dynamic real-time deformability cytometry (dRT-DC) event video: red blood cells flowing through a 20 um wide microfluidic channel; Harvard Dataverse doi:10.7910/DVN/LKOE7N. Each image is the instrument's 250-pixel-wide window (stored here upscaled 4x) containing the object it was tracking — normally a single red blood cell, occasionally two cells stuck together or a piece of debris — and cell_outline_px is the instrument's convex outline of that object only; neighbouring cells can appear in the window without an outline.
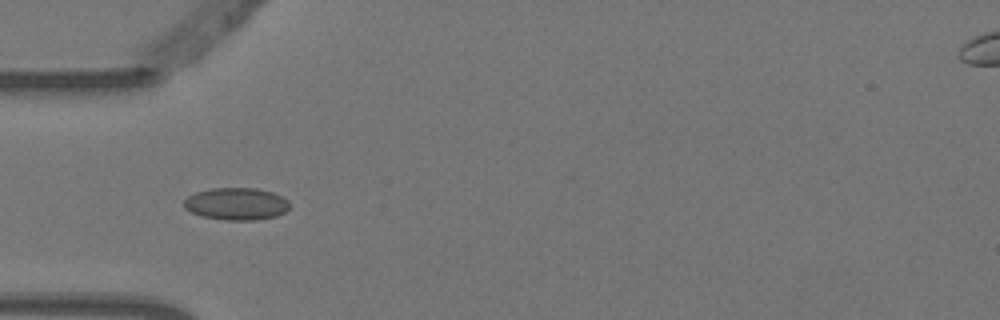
{"species": "Egyptian fruit bat (a non-hibernating species)", "species_latin": "Rousettus aegyptiacus", "temperature_condition": "warm", "stored_images_in_passage": 3, "camera_frame_rate_fps": 3000, "um_per_image_px": 0.085, "animal": {"sex": "female"}, "frame": {"image": 1, "passage_image": 1, "time_ms": 0.0, "image_size_px": [1000, 320], "cell_outline_px": [[288, 208], [284, 212], [276, 216], [256, 220], [224, 220], [200, 216], [184, 208], [184, 200], [188, 196], [196, 192], [212, 188], [256, 188], [272, 192], [288, 200]], "centroid_in_image_um": [20.06, 17.33], "position_along_channel_um": 64.9, "area_um2": 19.83}}
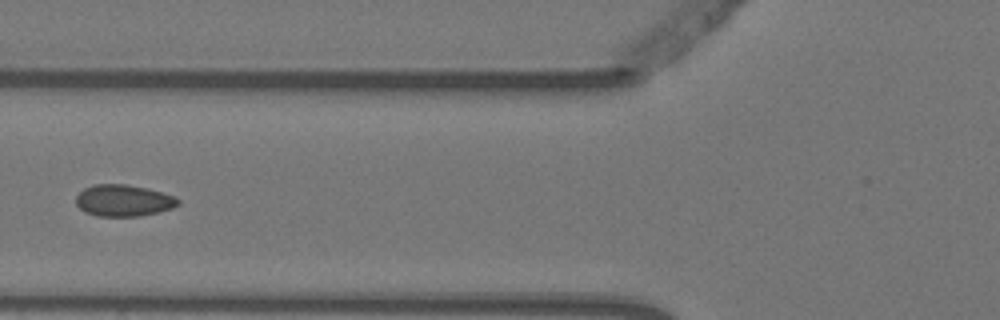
{"frame": {"image": 2, "passage_image": 2, "time_ms": 0.333, "image_size_px": [1000, 320], "cell_outline_px": [[180, 204], [172, 208], [160, 212], [140, 216], [96, 216], [84, 212], [76, 204], [76, 196], [84, 188], [92, 184], [124, 184], [148, 188], [176, 196], [180, 200]], "centroid_in_image_um": [10.52, 17.04], "position_along_channel_um": 115.3, "area_um2": 19.07}}
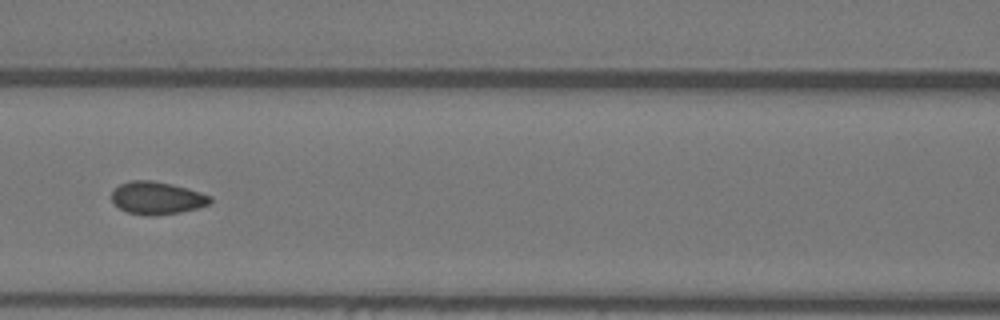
{"frame": {"image": 3, "passage_image": 3, "time_ms": 0.667, "image_size_px": [1000, 320], "cell_outline_px": [[212, 200], [208, 204], [196, 208], [180, 212], [152, 216], [148, 216], [128, 212], [120, 208], [112, 200], [112, 192], [120, 184], [128, 180], [152, 180], [172, 184], [188, 188], [212, 196]], "centroid_in_image_um": [13.35, 16.82], "position_along_channel_um": 153.3, "area_um2": 18.67}}